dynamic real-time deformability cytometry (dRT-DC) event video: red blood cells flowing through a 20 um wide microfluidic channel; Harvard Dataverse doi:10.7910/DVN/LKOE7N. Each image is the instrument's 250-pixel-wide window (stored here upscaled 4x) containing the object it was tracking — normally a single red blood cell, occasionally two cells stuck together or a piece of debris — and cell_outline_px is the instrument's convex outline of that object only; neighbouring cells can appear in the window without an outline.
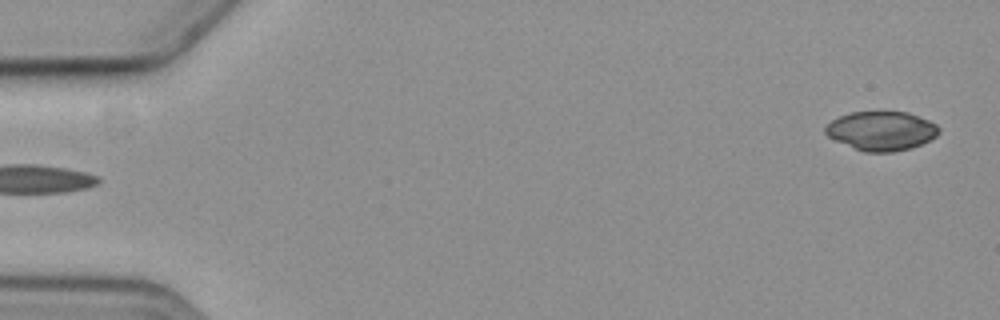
{"species": "common noctule bat (a hibernating species)", "species_latin": "Nyctalus noctula", "temperature_condition": "cold", "stored_images_in_passage": 6, "camera_frame_rate_fps": 3000, "um_per_image_px": 0.085, "animal": {"sex": "female", "body_mass_g": 19.3, "forearm_length_mm": 54.1}, "frame": {"image": 1, "passage_image": 6, "time_ms": 5.667, "image_size_px": [1000, 320], "cell_outline_px": [[940, 132], [936, 136], [912, 148], [892, 152], [864, 152], [836, 140], [828, 136], [824, 132], [824, 128], [832, 120], [840, 116], [852, 112], [908, 112], [928, 120], [936, 124], [940, 128]], "centroid_in_image_um": [74.93, 11.12], "position_along_channel_um": 10.1, "area_um2": 25.66}}